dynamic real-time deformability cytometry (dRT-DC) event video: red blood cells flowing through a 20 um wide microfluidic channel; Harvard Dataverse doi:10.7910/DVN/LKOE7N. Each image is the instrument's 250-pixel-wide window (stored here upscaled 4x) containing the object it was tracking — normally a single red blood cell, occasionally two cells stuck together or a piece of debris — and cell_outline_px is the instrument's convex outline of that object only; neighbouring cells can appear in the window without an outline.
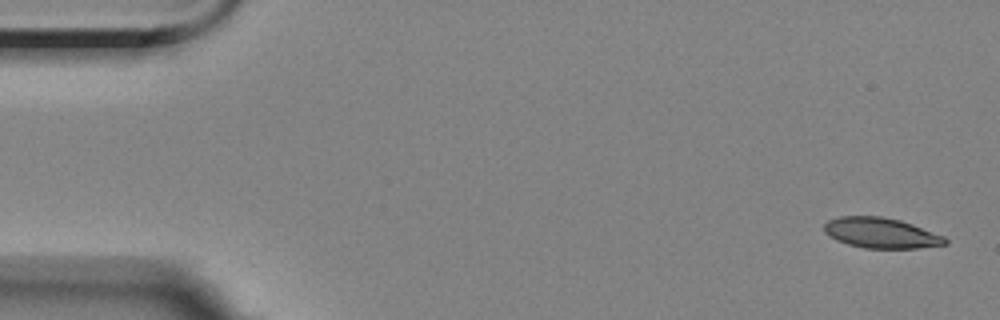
{"species": "Egyptian fruit bat (a non-hibernating species)", "species_latin": "Rousettus aegyptiacus", "temperature_condition": "room temperature", "stored_images_in_passage": 5, "camera_frame_rate_fps": 3000, "um_per_image_px": 0.085, "animal": {"sex": "female"}, "frame": {"image": 1, "passage_image": 1, "time_ms": 0.0, "image_size_px": [1000, 320], "cell_outline_px": [[948, 244], [916, 248], [864, 248], [848, 244], [836, 240], [824, 232], [824, 224], [828, 220], [840, 216], [880, 216], [900, 220], [912, 224], [944, 236], [948, 240]], "centroid_in_image_um": [74.88, 19.8], "position_along_channel_um": 10.1, "area_um2": 21.39}}